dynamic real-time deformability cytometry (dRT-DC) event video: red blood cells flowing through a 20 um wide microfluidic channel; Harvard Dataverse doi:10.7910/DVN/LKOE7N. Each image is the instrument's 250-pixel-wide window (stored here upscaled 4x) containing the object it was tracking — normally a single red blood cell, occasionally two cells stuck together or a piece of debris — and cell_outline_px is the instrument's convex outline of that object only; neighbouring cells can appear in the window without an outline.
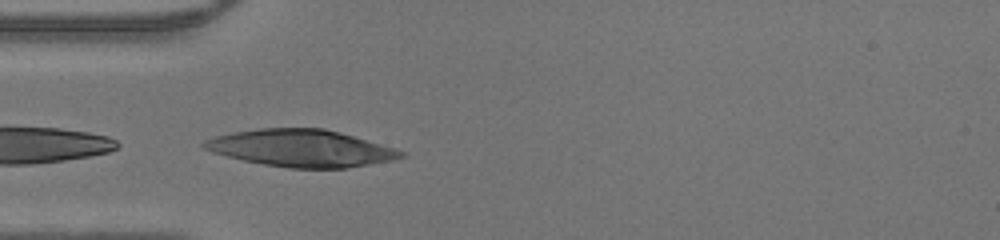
{"species": "human", "species_latin": "Homo sapiens", "temperature_condition": "warm", "stored_images_in_passage": 13, "camera_frame_rate_fps": 3000, "um_per_image_px": 0.085, "donor": {"sex": "male"}, "frame": {"image": 1, "passage_image": 13, "time_ms": 4.0, "image_size_px": [1000, 240], "cell_outline_px": [[404, 156], [392, 160], [348, 168], [288, 168], [264, 164], [244, 160], [212, 152], [204, 148], [200, 144], [204, 140], [216, 136], [232, 132], [260, 128], [324, 128], [340, 132], [396, 148], [404, 152]], "centroid_in_image_um": [25.59, 12.59], "position_along_channel_um": 59.4, "area_um2": 42.43}}